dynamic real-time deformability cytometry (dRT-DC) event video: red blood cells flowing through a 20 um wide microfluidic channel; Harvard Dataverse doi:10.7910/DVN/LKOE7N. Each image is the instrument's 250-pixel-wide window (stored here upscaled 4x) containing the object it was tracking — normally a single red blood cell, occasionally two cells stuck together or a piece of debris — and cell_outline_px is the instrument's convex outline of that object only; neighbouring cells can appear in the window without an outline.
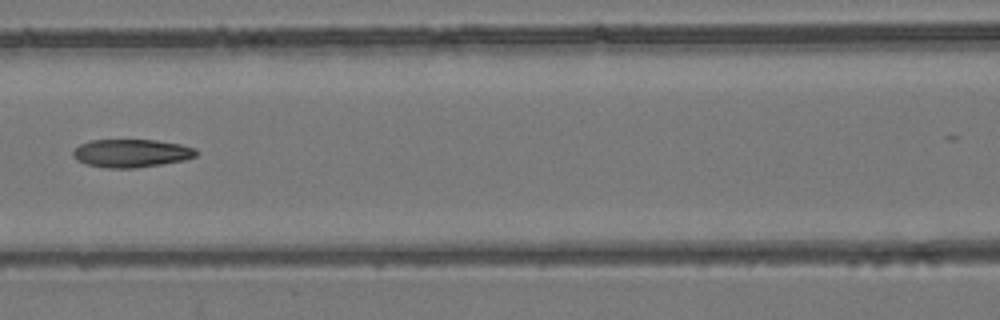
{"species": "common noctule bat (a hibernating species)", "species_latin": "Nyctalus noctula", "temperature_condition": "room temperature", "stored_images_in_passage": 9, "camera_frame_rate_fps": 3000, "um_per_image_px": 0.085, "animal": {"sex": "female", "body_mass_g": 24.6, "forearm_length_mm": 56.2}, "frame": {"image": 1, "passage_image": 7, "time_ms": 8.0, "image_size_px": [1000, 320], "cell_outline_px": [[196, 156], [184, 160], [136, 168], [108, 168], [84, 164], [76, 160], [72, 156], [72, 152], [80, 144], [88, 140], [156, 140], [180, 144], [196, 148]], "centroid_in_image_um": [11.12, 13.02], "position_along_channel_um": 155.5, "area_um2": 20.23}}
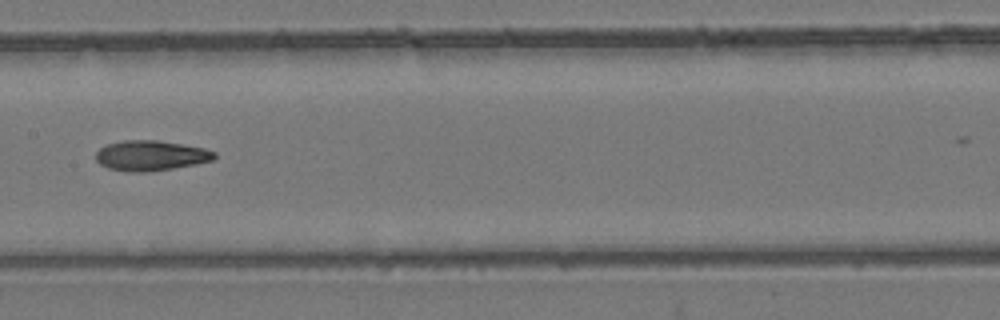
{"frame": {"image": 2, "passage_image": 8, "time_ms": 9.0, "image_size_px": [1000, 320], "cell_outline_px": [[216, 156], [212, 160], [196, 164], [172, 168], [144, 172], [128, 172], [108, 168], [100, 164], [96, 160], [96, 152], [100, 148], [108, 144], [124, 140], [156, 140], [204, 148], [216, 152]], "centroid_in_image_um": [12.8, 13.23], "position_along_channel_um": 194.6, "area_um2": 20.69}}